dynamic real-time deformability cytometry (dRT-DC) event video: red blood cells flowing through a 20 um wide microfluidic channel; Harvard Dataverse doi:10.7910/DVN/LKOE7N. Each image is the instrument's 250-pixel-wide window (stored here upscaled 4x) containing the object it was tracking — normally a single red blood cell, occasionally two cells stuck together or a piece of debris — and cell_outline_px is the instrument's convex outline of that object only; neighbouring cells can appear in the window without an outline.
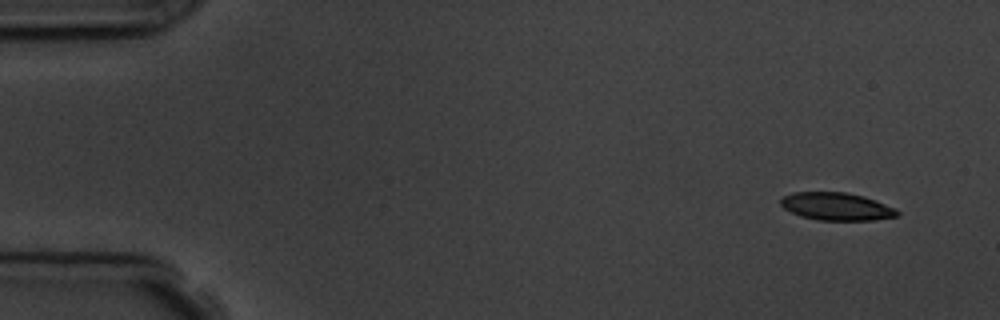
{"species": "common noctule bat (a hibernating species)", "species_latin": "Nyctalus noctula", "temperature_condition": "room temperature", "stored_images_in_passage": 7, "camera_frame_rate_fps": 3000, "um_per_image_px": 0.085, "animal": {"sex": "male", "body_mass_g": 19.5, "forearm_length_mm": 54.6}, "frame": {"image": 1, "passage_image": 1, "time_ms": 0.0, "image_size_px": [1000, 320], "cell_outline_px": [[900, 212], [896, 216], [872, 220], [820, 220], [800, 216], [784, 208], [780, 204], [780, 200], [784, 196], [792, 192], [844, 192], [864, 196], [876, 200], [896, 208]], "centroid_in_image_um": [71.11, 17.54], "position_along_channel_um": 13.9, "area_um2": 18.79}}
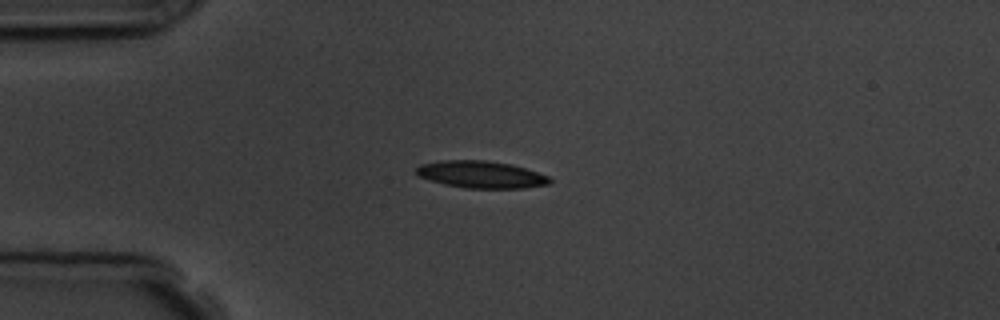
{"frame": {"image": 2, "passage_image": 4, "time_ms": 3.333, "image_size_px": [1000, 320], "cell_outline_px": [[552, 180], [548, 184], [524, 188], [468, 188], [444, 184], [420, 176], [416, 172], [416, 168], [420, 164], [444, 160], [484, 160], [512, 164], [548, 176]], "centroid_in_image_um": [40.9, 14.83], "position_along_channel_um": 44.1, "area_um2": 20.81}}